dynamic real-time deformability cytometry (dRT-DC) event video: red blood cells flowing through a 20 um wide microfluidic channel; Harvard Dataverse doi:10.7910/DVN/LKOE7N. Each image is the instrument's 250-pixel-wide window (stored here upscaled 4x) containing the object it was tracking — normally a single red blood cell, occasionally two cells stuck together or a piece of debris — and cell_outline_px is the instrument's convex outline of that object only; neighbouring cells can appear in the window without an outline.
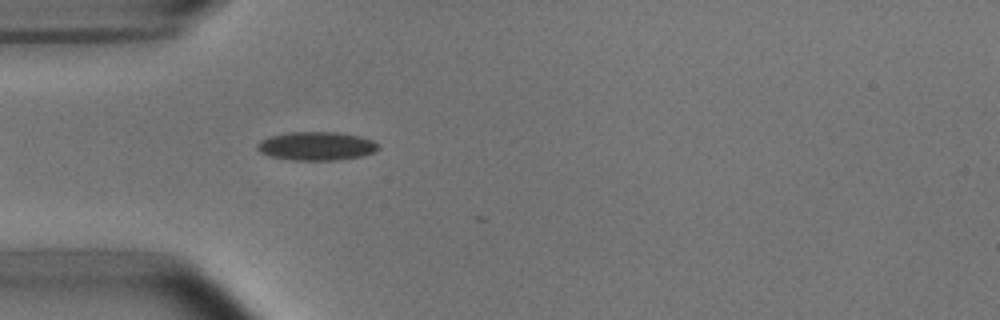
{"species": "common noctule bat (a hibernating species)", "species_latin": "Nyctalus noctula", "temperature_condition": "room temperature", "stored_images_in_passage": 2, "camera_frame_rate_fps": 3000, "um_per_image_px": 0.085, "animal": {"sex": "male", "body_mass_g": 15.6}, "frame": {"image": 1, "passage_image": 2, "time_ms": 2.0, "image_size_px": [1000, 320], "cell_outline_px": [[380, 148], [376, 152], [364, 156], [340, 160], [292, 160], [272, 156], [260, 152], [256, 148], [256, 144], [260, 140], [268, 136], [288, 132], [336, 132], [360, 136], [372, 140], [380, 144]], "centroid_in_image_um": [26.93, 12.41], "position_along_channel_um": 58.1, "area_um2": 20.46}}